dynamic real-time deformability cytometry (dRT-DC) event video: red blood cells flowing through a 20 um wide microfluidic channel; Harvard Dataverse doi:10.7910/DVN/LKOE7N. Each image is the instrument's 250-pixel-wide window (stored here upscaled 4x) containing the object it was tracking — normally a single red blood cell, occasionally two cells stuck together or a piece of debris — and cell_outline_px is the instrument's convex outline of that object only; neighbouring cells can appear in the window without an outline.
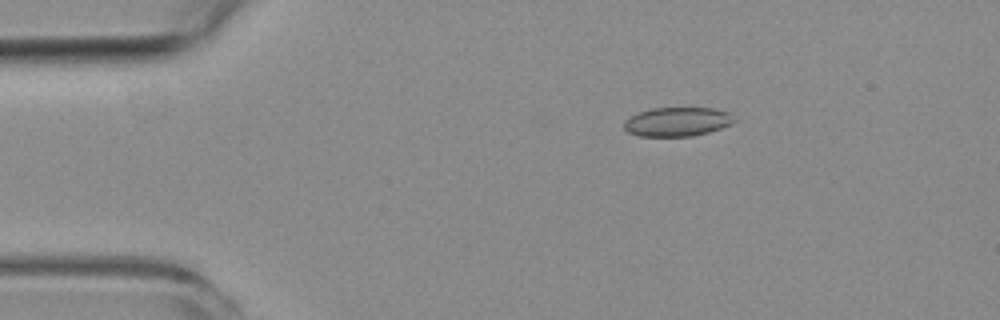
{"species": "common noctule bat (a hibernating species)", "species_latin": "Nyctalus noctula", "temperature_condition": "room temperature", "stored_images_in_passage": 4, "camera_frame_rate_fps": 3000, "um_per_image_px": 0.085, "animal": {"sex": "female", "body_mass_g": 19.3, "forearm_length_mm": 54.1}, "frame": {"image": 1, "passage_image": 2, "time_ms": 1.0, "image_size_px": [1000, 320], "cell_outline_px": [[736, 120], [732, 124], [708, 132], [692, 136], [640, 136], [628, 132], [624, 128], [624, 120], [640, 112], [652, 108], [712, 108], [728, 112]], "centroid_in_image_um": [57.57, 10.35], "position_along_channel_um": 27.4, "area_um2": 18.5}}
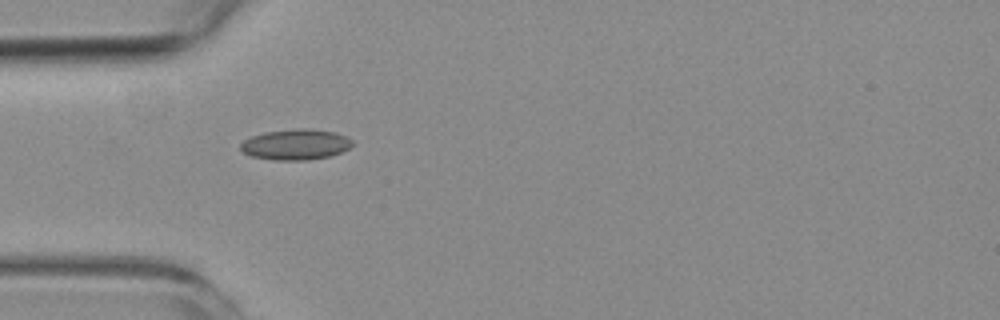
{"frame": {"image": 2, "passage_image": 3, "time_ms": 3.333, "image_size_px": [1000, 320], "cell_outline_px": [[352, 144], [348, 148], [340, 152], [328, 156], [308, 160], [276, 160], [252, 156], [244, 152], [240, 148], [240, 144], [244, 140], [252, 136], [264, 132], [296, 128], [312, 128], [336, 132], [352, 140]], "centroid_in_image_um": [25.12, 12.26], "position_along_channel_um": 59.9, "area_um2": 19.88}}
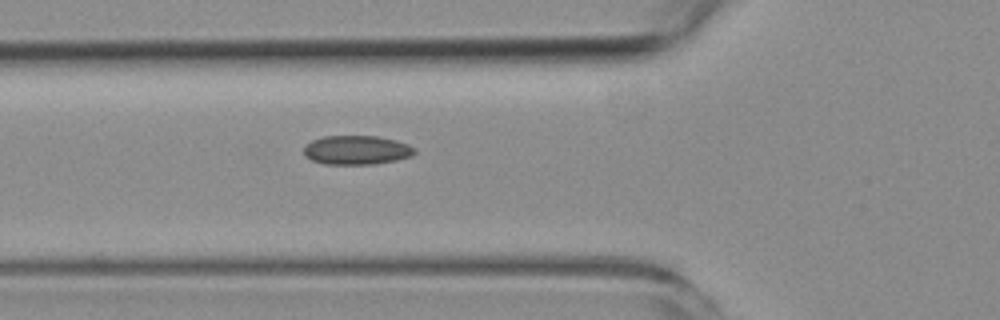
{"frame": {"image": 3, "passage_image": 4, "time_ms": 4.333, "image_size_px": [1000, 320], "cell_outline_px": [[416, 152], [412, 156], [396, 160], [376, 164], [324, 164], [312, 160], [304, 156], [304, 144], [312, 140], [324, 136], [376, 136], [396, 140], [408, 144], [416, 148]], "centroid_in_image_um": [30.31, 12.75], "position_along_channel_um": 95.5, "area_um2": 18.96}}